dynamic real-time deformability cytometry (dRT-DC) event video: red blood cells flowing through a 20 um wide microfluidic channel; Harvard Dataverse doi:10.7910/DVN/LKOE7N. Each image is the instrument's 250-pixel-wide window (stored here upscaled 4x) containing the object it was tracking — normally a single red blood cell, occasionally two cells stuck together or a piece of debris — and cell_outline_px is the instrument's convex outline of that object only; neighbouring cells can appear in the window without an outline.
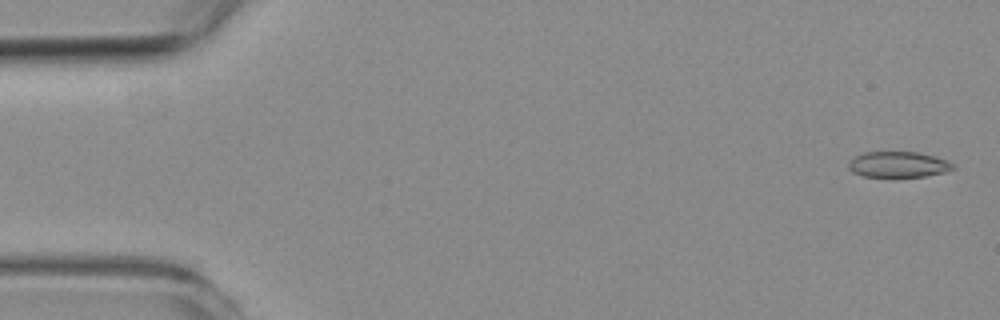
{"species": "common noctule bat (a hibernating species)", "species_latin": "Nyctalus noctula", "temperature_condition": "room temperature", "stored_images_in_passage": 16, "camera_frame_rate_fps": 3000, "um_per_image_px": 0.085, "animal": {"sex": "female", "body_mass_g": 19.3, "forearm_length_mm": 54.1}, "frame": {"image": 1, "passage_image": 2, "time_ms": 0.333, "image_size_px": [1000, 320], "cell_outline_px": [[956, 168], [944, 172], [924, 176], [896, 180], [892, 180], [864, 176], [852, 172], [848, 168], [848, 164], [856, 156], [864, 152], [920, 152], [936, 156], [948, 160], [956, 164]], "centroid_in_image_um": [76.39, 14.03], "position_along_channel_um": 8.6, "area_um2": 16.59}}
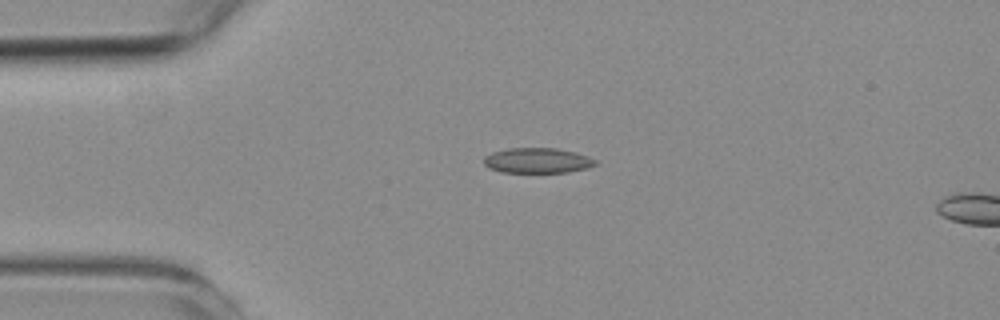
{"frame": {"image": 2, "passage_image": 13, "time_ms": 4.0, "image_size_px": [1000, 320], "cell_outline_px": [[596, 164], [588, 168], [568, 172], [500, 172], [488, 168], [484, 164], [484, 156], [492, 152], [508, 148], [556, 148], [576, 152], [588, 156], [596, 160]], "centroid_in_image_um": [45.67, 13.64], "position_along_channel_um": 39.3, "area_um2": 16.47}}